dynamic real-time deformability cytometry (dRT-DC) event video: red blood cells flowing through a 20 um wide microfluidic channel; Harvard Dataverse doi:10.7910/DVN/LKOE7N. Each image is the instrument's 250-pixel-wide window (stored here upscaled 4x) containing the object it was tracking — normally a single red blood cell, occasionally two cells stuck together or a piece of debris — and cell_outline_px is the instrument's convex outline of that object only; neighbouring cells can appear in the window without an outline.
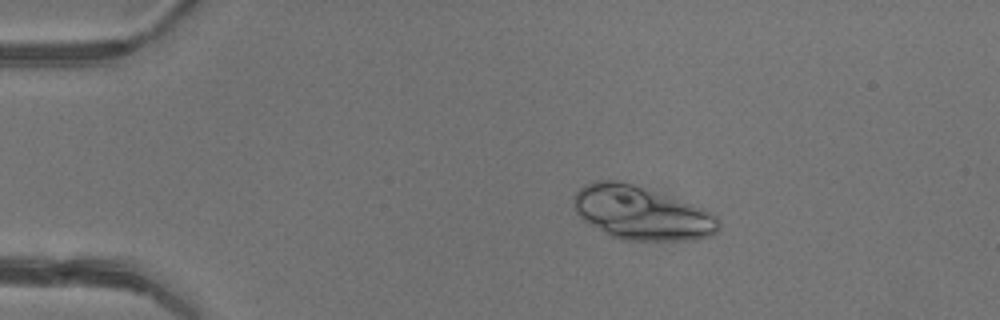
{"species": "common noctule bat (a hibernating species)", "species_latin": "Nyctalus noctula", "temperature_condition": "warm", "stored_images_in_passage": 34, "camera_frame_rate_fps": 3000, "um_per_image_px": 0.085, "animal": {"sex": "female"}, "frame": {"image": 1, "passage_image": 1, "time_ms": 0.0, "image_size_px": [1000, 320], "cell_outline_px": [[720, 228], [712, 236], [696, 240], [624, 240], [608, 236], [584, 220], [576, 212], [576, 192], [584, 184], [596, 180], [612, 180], [632, 184], [704, 208], [716, 216], [720, 220]], "centroid_in_image_um": [54.57, 18.13], "position_along_channel_um": 30.4, "area_um2": 44.91}, "authors_computed_cell_mechanics": {"area_um2": 19.652, "velocity_mm_per_s": 4.3024, "shape_relaxation_time_tau1_ms": null, "shape_relaxation_time_tau2_ms": 3.4895, "deformation_change_tau1": null, "deformation_change_tau2": 0.103}}